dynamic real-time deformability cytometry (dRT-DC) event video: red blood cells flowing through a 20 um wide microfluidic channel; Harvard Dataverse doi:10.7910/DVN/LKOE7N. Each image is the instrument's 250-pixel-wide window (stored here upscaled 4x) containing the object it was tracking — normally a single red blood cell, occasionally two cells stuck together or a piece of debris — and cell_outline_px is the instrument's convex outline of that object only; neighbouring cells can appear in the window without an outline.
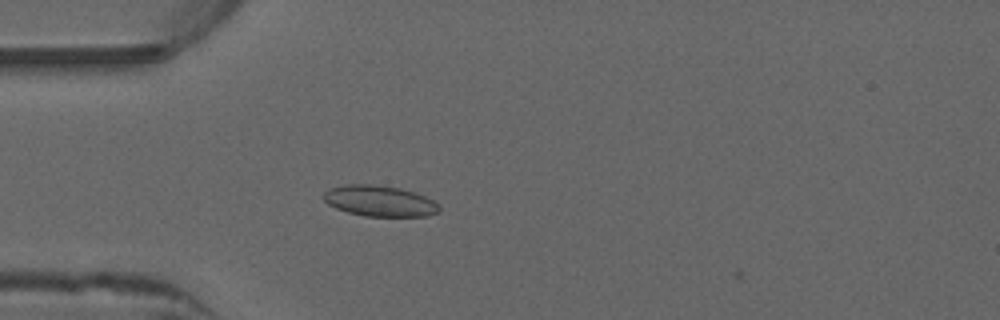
{"species": "common noctule bat (a hibernating species)", "species_latin": "Nyctalus noctula", "temperature_condition": "warm", "stored_images_in_passage": 44, "camera_frame_rate_fps": 3000, "um_per_image_px": 0.085, "animal": {"sex": "male", "forearm_length_mm": 52.5}, "frame": {"image": 1, "passage_image": 7, "time_ms": 2.0, "image_size_px": [1000, 320], "cell_outline_px": [[440, 212], [428, 216], [364, 216], [348, 212], [336, 208], [328, 204], [320, 196], [328, 188], [348, 184], [372, 184], [400, 188], [416, 192], [436, 200], [440, 204]], "centroid_in_image_um": [32.3, 17.08], "position_along_channel_um": 52.7, "area_um2": 21.21}}
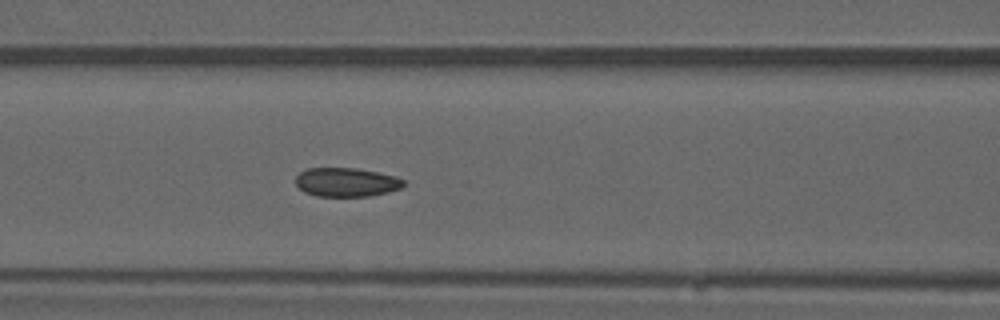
{"frame": {"image": 2, "passage_image": 14, "time_ms": 4.333, "image_size_px": [1000, 320], "cell_outline_px": [[404, 184], [400, 188], [388, 192], [368, 196], [316, 196], [304, 192], [296, 184], [296, 176], [300, 172], [308, 168], [356, 168], [380, 172], [396, 176], [404, 180]], "centroid_in_image_um": [29.44, 15.48], "position_along_channel_um": 137.2, "area_um2": 18.21}}
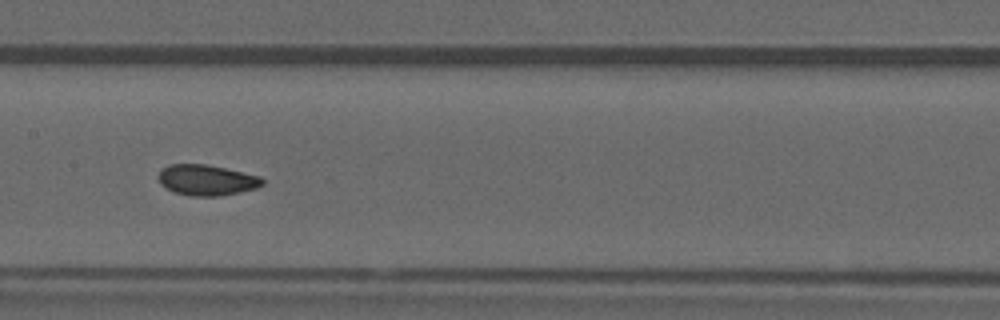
{"frame": {"image": 3, "passage_image": 18, "time_ms": 5.667, "image_size_px": [1000, 320], "cell_outline_px": [[264, 184], [256, 188], [240, 192], [220, 196], [188, 196], [176, 192], [160, 184], [156, 176], [160, 168], [168, 164], [204, 164], [224, 168], [260, 176], [264, 180]], "centroid_in_image_um": [17.52, 15.3], "position_along_channel_um": 189.9, "area_um2": 18.73}, "authors_computed_cell_mechanics": {"area_um2": 18.6405, "velocity_mm_per_s": 3.9542, "shape_relaxation_time_tau1_ms": 6.6617, "shape_relaxation_time_tau2_ms": 1.2745, "deformation_change_tau1": 0.1232, "deformation_change_tau2": 0.0497}}